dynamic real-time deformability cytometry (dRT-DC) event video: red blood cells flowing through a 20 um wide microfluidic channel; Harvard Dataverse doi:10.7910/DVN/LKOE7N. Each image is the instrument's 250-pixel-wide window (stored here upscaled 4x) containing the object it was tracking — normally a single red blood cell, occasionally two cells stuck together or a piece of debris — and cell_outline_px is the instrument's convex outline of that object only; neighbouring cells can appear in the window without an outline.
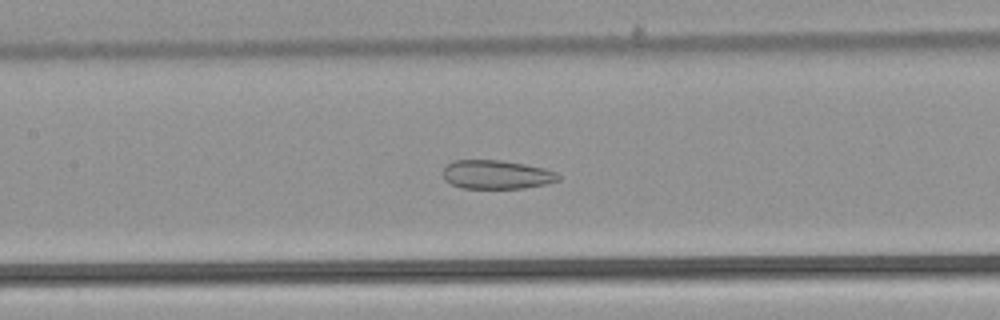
{"species": "common noctule bat (a hibernating species)", "species_latin": "Nyctalus noctula", "temperature_condition": "warm", "stored_images_in_passage": 52, "camera_frame_rate_fps": 3000, "um_per_image_px": 0.085, "animal": {"sex": "male", "body_mass_g": 21.5, "forearm_length_mm": 52.0}, "frame": {"image": 1, "passage_image": 24, "time_ms": 7.667, "image_size_px": [1000, 320], "cell_outline_px": [[560, 180], [544, 184], [524, 188], [460, 188], [444, 180], [444, 168], [452, 160], [500, 160], [524, 164], [544, 168], [556, 172], [560, 176]], "centroid_in_image_um": [42.2, 14.84], "position_along_channel_um": 165.2, "area_um2": 19.31}}
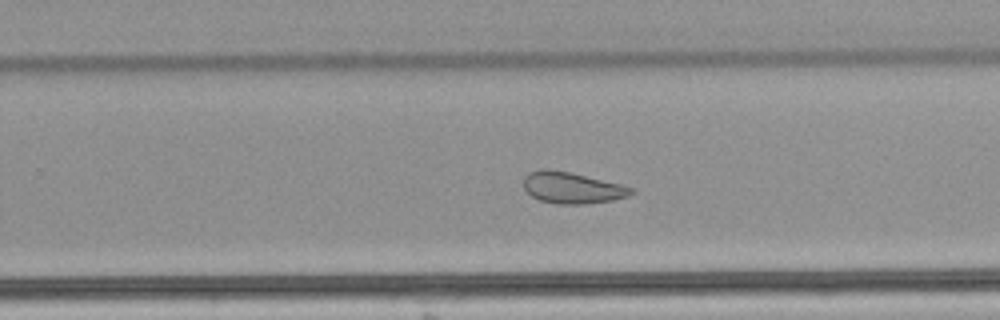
{"frame": {"image": 2, "passage_image": 33, "time_ms": 10.667, "image_size_px": [1000, 320], "cell_outline_px": [[636, 188], [628, 196], [612, 200], [584, 204], [556, 204], [540, 200], [532, 196], [524, 188], [524, 176], [528, 172], [544, 168], [548, 168], [568, 172], [624, 184]], "centroid_in_image_um": [48.64, 15.95], "position_along_channel_um": 281.2, "area_um2": 19.77}}
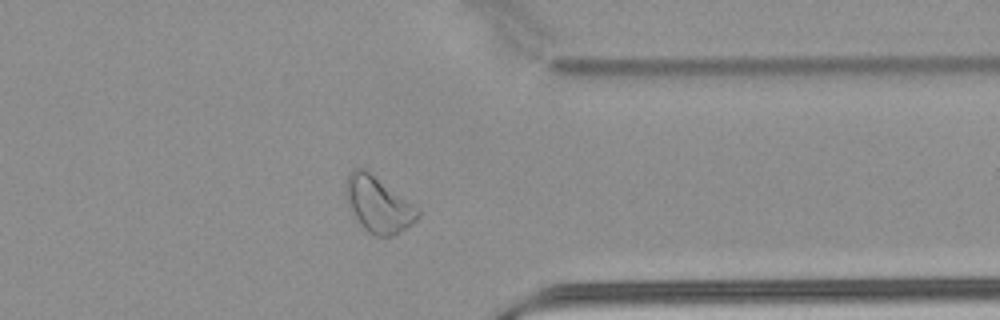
{"frame": {"image": 3, "passage_image": 41, "time_ms": 13.333, "image_size_px": [1000, 320], "cell_outline_px": [[420, 216], [412, 224], [400, 232], [392, 236], [376, 236], [368, 232], [360, 224], [352, 212], [344, 196], [344, 192], [348, 176], [356, 168], [364, 168], [420, 208]], "centroid_in_image_um": [32.17, 17.4], "position_along_channel_um": 379.2, "area_um2": 23.35}, "authors_computed_cell_mechanics": {"area_um2": 25.3453, "velocity_mm_per_s": 3.8715, "shape_relaxation_time_tau1_ms": null, "shape_relaxation_time_tau2_ms": 3.1903, "deformation_change_tau1": null, "deformation_change_tau2": 0.1097}}